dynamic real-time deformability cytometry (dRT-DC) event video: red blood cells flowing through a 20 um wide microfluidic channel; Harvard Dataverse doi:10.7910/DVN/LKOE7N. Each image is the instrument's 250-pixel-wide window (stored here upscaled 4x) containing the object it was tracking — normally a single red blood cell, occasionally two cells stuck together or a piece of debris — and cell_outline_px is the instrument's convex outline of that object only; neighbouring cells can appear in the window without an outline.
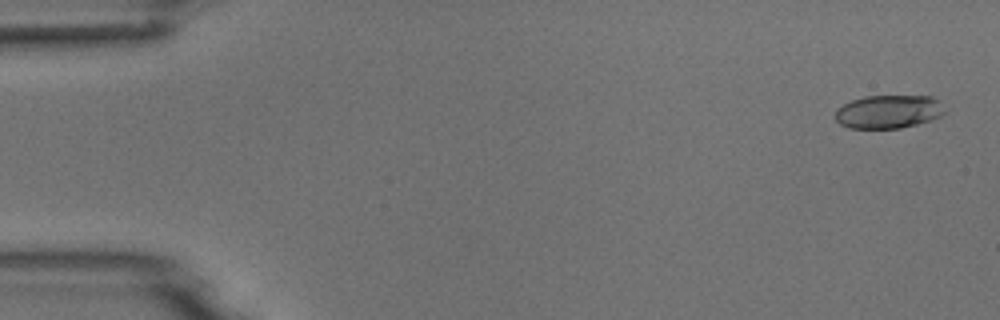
{"species": "common noctule bat (a hibernating species)", "species_latin": "Nyctalus noctula", "temperature_condition": "room temperature", "stored_images_in_passage": 4, "camera_frame_rate_fps": 3000, "um_per_image_px": 0.085, "animal": {"sex": "male", "body_mass_g": 18.8}, "frame": {"image": 1, "passage_image": 1, "time_ms": 0.0, "image_size_px": [1000, 320], "cell_outline_px": [[948, 112], [932, 120], [900, 128], [848, 128], [840, 124], [836, 120], [836, 108], [852, 100], [864, 96], [932, 96]], "centroid_in_image_um": [75.52, 9.49], "position_along_channel_um": 9.5, "area_um2": 21.27}}
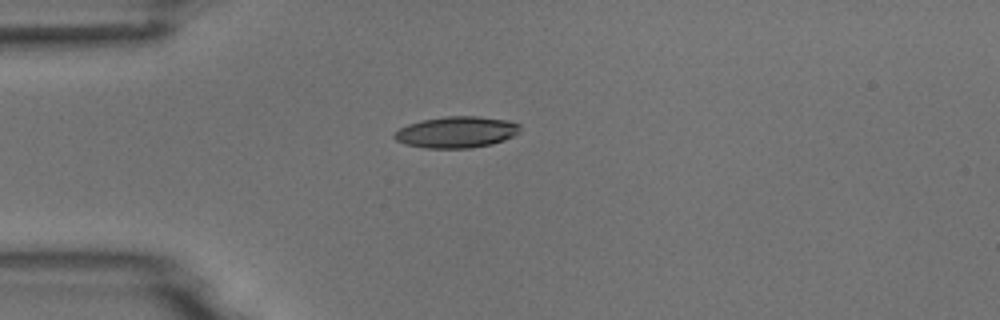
{"frame": {"image": 2, "passage_image": 4, "time_ms": 4.0, "image_size_px": [1000, 320], "cell_outline_px": [[520, 132], [504, 140], [492, 144], [472, 148], [424, 148], [404, 144], [396, 140], [392, 136], [392, 132], [408, 124], [420, 120], [444, 116], [480, 116], [508, 120], [520, 124]], "centroid_in_image_um": [38.77, 11.23], "position_along_channel_um": 46.2, "area_um2": 23.29}}